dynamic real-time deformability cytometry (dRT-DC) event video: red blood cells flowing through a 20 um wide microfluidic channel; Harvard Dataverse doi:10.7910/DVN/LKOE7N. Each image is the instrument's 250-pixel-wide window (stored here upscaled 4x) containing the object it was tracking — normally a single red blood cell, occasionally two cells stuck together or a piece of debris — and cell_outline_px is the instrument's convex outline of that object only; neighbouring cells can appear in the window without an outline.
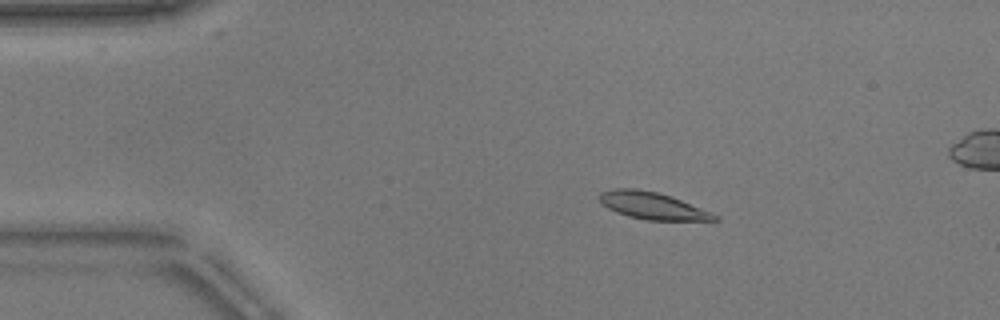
{"species": "common noctule bat (a hibernating species)", "species_latin": "Nyctalus noctula", "temperature_condition": "warm", "stored_images_in_passage": 29, "camera_frame_rate_fps": 3000, "um_per_image_px": 0.085, "animal": {"sex": "male", "body_mass_g": 17.9}, "frame": {"image": 1, "passage_image": 9, "time_ms": 2.667, "image_size_px": [1000, 320], "cell_outline_px": [[720, 220], [648, 220], [628, 216], [616, 212], [608, 208], [596, 196], [600, 192], [612, 188], [636, 188], [656, 192], [672, 196], [712, 212], [720, 216]], "centroid_in_image_um": [55.46, 17.47], "position_along_channel_um": 29.5, "area_um2": 18.26}}
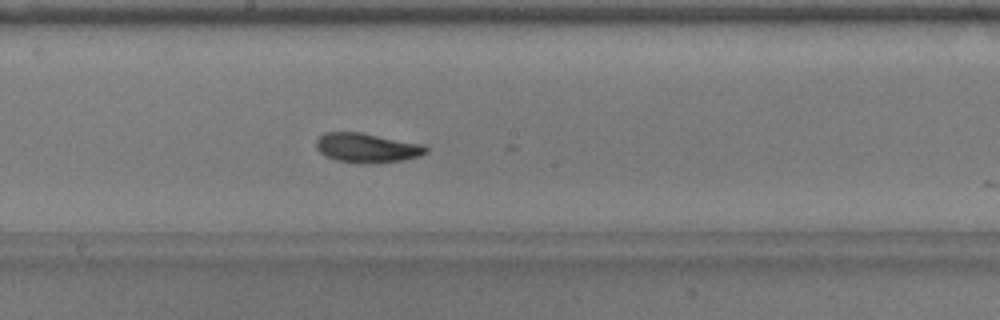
{"frame": {"image": 2, "passage_image": 28, "time_ms": 9.0, "image_size_px": [1000, 320], "cell_outline_px": [[428, 152], [420, 156], [404, 160], [368, 164], [364, 164], [336, 160], [324, 156], [316, 148], [316, 140], [324, 132], [360, 132], [424, 144], [428, 148]], "centroid_in_image_um": [31.2, 12.57], "position_along_channel_um": 217.0, "area_um2": 19.07}}